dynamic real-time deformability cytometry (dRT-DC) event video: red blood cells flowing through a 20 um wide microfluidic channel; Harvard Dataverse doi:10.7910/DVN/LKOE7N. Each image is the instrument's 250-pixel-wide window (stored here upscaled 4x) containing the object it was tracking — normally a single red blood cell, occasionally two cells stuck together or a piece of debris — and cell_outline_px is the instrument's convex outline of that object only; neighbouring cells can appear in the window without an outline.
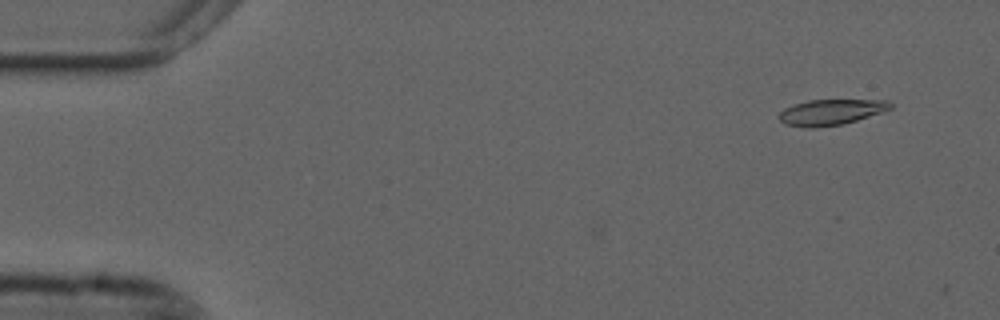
{"species": "common noctule bat (a hibernating species)", "species_latin": "Nyctalus noctula", "temperature_condition": "cold", "stored_images_in_passage": 2, "camera_frame_rate_fps": 3000, "um_per_image_px": 0.085, "animal": {"sex": "male", "forearm_length_mm": 52.5}, "frame": {"image": 1, "passage_image": 1, "time_ms": 0.0, "image_size_px": [1000, 320], "cell_outline_px": [[892, 108], [884, 112], [844, 124], [816, 128], [812, 128], [784, 124], [780, 120], [780, 112], [784, 108], [792, 104], [808, 100], [888, 100], [892, 104]], "centroid_in_image_um": [70.65, 9.53], "position_along_channel_um": 14.4, "area_um2": 16.82}}